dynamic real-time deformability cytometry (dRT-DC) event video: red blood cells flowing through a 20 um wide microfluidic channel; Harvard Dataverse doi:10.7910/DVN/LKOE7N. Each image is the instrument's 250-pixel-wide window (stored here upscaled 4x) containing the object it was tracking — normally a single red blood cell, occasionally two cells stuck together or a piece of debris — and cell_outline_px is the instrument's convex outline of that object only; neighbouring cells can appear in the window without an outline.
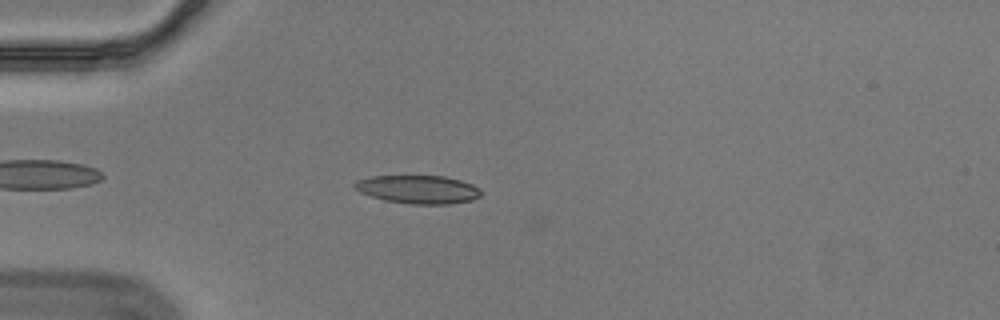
{"species": "Egyptian fruit bat (a non-hibernating species)", "species_latin": "Rousettus aegyptiacus", "temperature_condition": "cold", "stored_images_in_passage": 47, "segment_of_instrument_passage": [1, 2], "camera_frame_rate_fps": 3000, "um_per_image_px": 0.085, "animal": {"sex": "male"}, "frame": {"image": 1, "passage_image": 7, "time_ms": 2.0, "image_size_px": [1000, 320], "cell_outline_px": [[480, 196], [472, 200], [448, 204], [408, 204], [384, 200], [360, 192], [352, 184], [356, 180], [372, 176], [444, 176], [460, 180], [472, 184], [480, 188]], "centroid_in_image_um": [35.54, 16.1], "position_along_channel_um": 49.5, "area_um2": 20.81}}
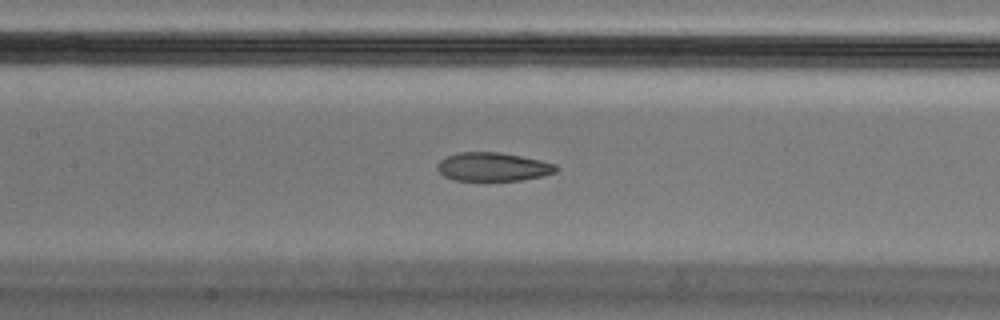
{"frame": {"image": 2, "passage_image": 18, "time_ms": 5.667, "image_size_px": [1000, 320], "cell_outline_px": [[556, 172], [544, 176], [520, 180], [452, 180], [444, 176], [436, 168], [436, 164], [440, 160], [448, 156], [460, 152], [500, 152], [540, 160], [556, 164]], "centroid_in_image_um": [41.88, 14.18], "position_along_channel_um": 165.5, "area_um2": 19.71}}
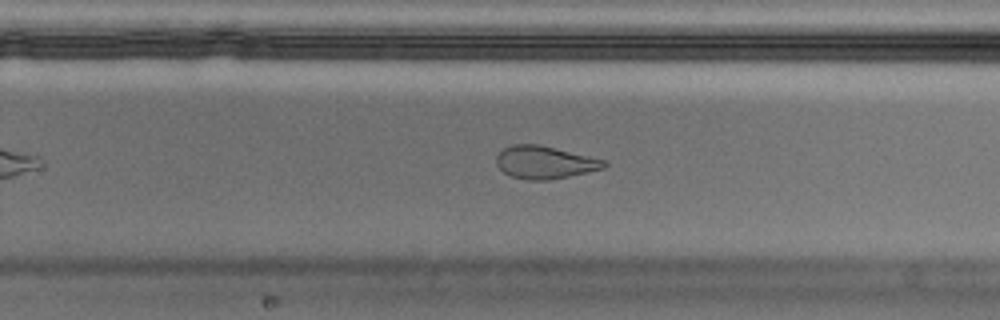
{"frame": {"image": 3, "passage_image": 28, "time_ms": 9.0, "image_size_px": [1000, 320], "cell_outline_px": [[608, 164], [604, 168], [568, 176], [548, 180], [528, 180], [512, 176], [504, 172], [496, 164], [496, 156], [504, 148], [512, 144], [540, 144], [604, 160]], "centroid_in_image_um": [46.28, 13.79], "position_along_channel_um": 283.5, "area_um2": 20.29}}